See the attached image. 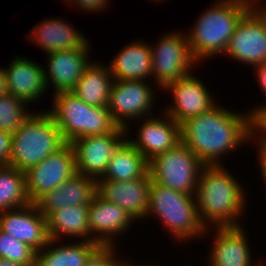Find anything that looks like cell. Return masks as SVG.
I'll list each match as a JSON object with an SVG mask.
<instances>
[{
    "label": "cell",
    "instance_id": "cell-1",
    "mask_svg": "<svg viewBox=\"0 0 266 266\" xmlns=\"http://www.w3.org/2000/svg\"><path fill=\"white\" fill-rule=\"evenodd\" d=\"M246 113V114H245ZM181 142L204 165H222L220 158L250 140V112L242 114L216 104L180 124ZM223 155V156H222Z\"/></svg>",
    "mask_w": 266,
    "mask_h": 266
},
{
    "label": "cell",
    "instance_id": "cell-2",
    "mask_svg": "<svg viewBox=\"0 0 266 266\" xmlns=\"http://www.w3.org/2000/svg\"><path fill=\"white\" fill-rule=\"evenodd\" d=\"M222 165H205L195 193L197 213L205 228L242 226L238 221L245 209L244 188Z\"/></svg>",
    "mask_w": 266,
    "mask_h": 266
},
{
    "label": "cell",
    "instance_id": "cell-3",
    "mask_svg": "<svg viewBox=\"0 0 266 266\" xmlns=\"http://www.w3.org/2000/svg\"><path fill=\"white\" fill-rule=\"evenodd\" d=\"M250 10L244 4L218 0L196 20L187 38L193 58L204 59L223 55L241 18Z\"/></svg>",
    "mask_w": 266,
    "mask_h": 266
},
{
    "label": "cell",
    "instance_id": "cell-4",
    "mask_svg": "<svg viewBox=\"0 0 266 266\" xmlns=\"http://www.w3.org/2000/svg\"><path fill=\"white\" fill-rule=\"evenodd\" d=\"M66 142L48 111L34 112L11 135L8 166L26 172Z\"/></svg>",
    "mask_w": 266,
    "mask_h": 266
},
{
    "label": "cell",
    "instance_id": "cell-5",
    "mask_svg": "<svg viewBox=\"0 0 266 266\" xmlns=\"http://www.w3.org/2000/svg\"><path fill=\"white\" fill-rule=\"evenodd\" d=\"M154 215L178 242L201 238L210 234L201 223L195 195H189L163 187L152 181L149 188L147 218Z\"/></svg>",
    "mask_w": 266,
    "mask_h": 266
},
{
    "label": "cell",
    "instance_id": "cell-6",
    "mask_svg": "<svg viewBox=\"0 0 266 266\" xmlns=\"http://www.w3.org/2000/svg\"><path fill=\"white\" fill-rule=\"evenodd\" d=\"M51 101L53 106L47 111L66 143L79 137L107 134L118 127L108 106H90L71 91L56 92Z\"/></svg>",
    "mask_w": 266,
    "mask_h": 266
},
{
    "label": "cell",
    "instance_id": "cell-7",
    "mask_svg": "<svg viewBox=\"0 0 266 266\" xmlns=\"http://www.w3.org/2000/svg\"><path fill=\"white\" fill-rule=\"evenodd\" d=\"M205 165L182 142L149 161L151 180L163 187L195 195Z\"/></svg>",
    "mask_w": 266,
    "mask_h": 266
},
{
    "label": "cell",
    "instance_id": "cell-8",
    "mask_svg": "<svg viewBox=\"0 0 266 266\" xmlns=\"http://www.w3.org/2000/svg\"><path fill=\"white\" fill-rule=\"evenodd\" d=\"M172 31L150 44L152 56V78L160 89L168 83L192 73L197 61L193 58L187 34Z\"/></svg>",
    "mask_w": 266,
    "mask_h": 266
},
{
    "label": "cell",
    "instance_id": "cell-9",
    "mask_svg": "<svg viewBox=\"0 0 266 266\" xmlns=\"http://www.w3.org/2000/svg\"><path fill=\"white\" fill-rule=\"evenodd\" d=\"M146 80H113L110 89L108 109L113 121L120 127L128 129V120L136 122L153 116L155 90ZM153 87V88H152ZM152 114V115H151ZM139 119V120H138Z\"/></svg>",
    "mask_w": 266,
    "mask_h": 266
},
{
    "label": "cell",
    "instance_id": "cell-10",
    "mask_svg": "<svg viewBox=\"0 0 266 266\" xmlns=\"http://www.w3.org/2000/svg\"><path fill=\"white\" fill-rule=\"evenodd\" d=\"M223 55L253 67L266 62V8L250 9L241 18Z\"/></svg>",
    "mask_w": 266,
    "mask_h": 266
},
{
    "label": "cell",
    "instance_id": "cell-11",
    "mask_svg": "<svg viewBox=\"0 0 266 266\" xmlns=\"http://www.w3.org/2000/svg\"><path fill=\"white\" fill-rule=\"evenodd\" d=\"M128 134V130L118 126L107 134L73 140L70 144L75 154L77 173L96 180L101 178L114 153L129 138Z\"/></svg>",
    "mask_w": 266,
    "mask_h": 266
},
{
    "label": "cell",
    "instance_id": "cell-12",
    "mask_svg": "<svg viewBox=\"0 0 266 266\" xmlns=\"http://www.w3.org/2000/svg\"><path fill=\"white\" fill-rule=\"evenodd\" d=\"M77 173L75 154L70 143L50 154L25 172L29 200L35 203Z\"/></svg>",
    "mask_w": 266,
    "mask_h": 266
},
{
    "label": "cell",
    "instance_id": "cell-13",
    "mask_svg": "<svg viewBox=\"0 0 266 266\" xmlns=\"http://www.w3.org/2000/svg\"><path fill=\"white\" fill-rule=\"evenodd\" d=\"M206 86L193 73L168 83L162 90L170 92L174 102L165 106L163 113L181 124L190 117L209 111L216 102Z\"/></svg>",
    "mask_w": 266,
    "mask_h": 266
},
{
    "label": "cell",
    "instance_id": "cell-14",
    "mask_svg": "<svg viewBox=\"0 0 266 266\" xmlns=\"http://www.w3.org/2000/svg\"><path fill=\"white\" fill-rule=\"evenodd\" d=\"M152 180L149 171L129 181L97 180V193L107 201L124 209L135 221L147 217L149 188Z\"/></svg>",
    "mask_w": 266,
    "mask_h": 266
},
{
    "label": "cell",
    "instance_id": "cell-15",
    "mask_svg": "<svg viewBox=\"0 0 266 266\" xmlns=\"http://www.w3.org/2000/svg\"><path fill=\"white\" fill-rule=\"evenodd\" d=\"M0 229L15 239L28 244L36 252L50 241L47 218L34 203L0 212Z\"/></svg>",
    "mask_w": 266,
    "mask_h": 266
},
{
    "label": "cell",
    "instance_id": "cell-16",
    "mask_svg": "<svg viewBox=\"0 0 266 266\" xmlns=\"http://www.w3.org/2000/svg\"><path fill=\"white\" fill-rule=\"evenodd\" d=\"M162 117L142 118L137 140L127 139L148 161L181 142L180 124L162 112ZM164 118V119H163Z\"/></svg>",
    "mask_w": 266,
    "mask_h": 266
},
{
    "label": "cell",
    "instance_id": "cell-17",
    "mask_svg": "<svg viewBox=\"0 0 266 266\" xmlns=\"http://www.w3.org/2000/svg\"><path fill=\"white\" fill-rule=\"evenodd\" d=\"M133 221L124 209L102 198L98 193L89 204V230L91 238L99 245L117 244L113 237L126 233Z\"/></svg>",
    "mask_w": 266,
    "mask_h": 266
},
{
    "label": "cell",
    "instance_id": "cell-18",
    "mask_svg": "<svg viewBox=\"0 0 266 266\" xmlns=\"http://www.w3.org/2000/svg\"><path fill=\"white\" fill-rule=\"evenodd\" d=\"M88 51L90 52V48H77L48 53L47 69L44 67L47 88L53 85L54 93L71 91L77 85L85 68L91 62Z\"/></svg>",
    "mask_w": 266,
    "mask_h": 266
},
{
    "label": "cell",
    "instance_id": "cell-19",
    "mask_svg": "<svg viewBox=\"0 0 266 266\" xmlns=\"http://www.w3.org/2000/svg\"><path fill=\"white\" fill-rule=\"evenodd\" d=\"M242 226L209 227L213 230V246L208 264L210 266H260L252 261L247 232Z\"/></svg>",
    "mask_w": 266,
    "mask_h": 266
},
{
    "label": "cell",
    "instance_id": "cell-20",
    "mask_svg": "<svg viewBox=\"0 0 266 266\" xmlns=\"http://www.w3.org/2000/svg\"><path fill=\"white\" fill-rule=\"evenodd\" d=\"M97 193V180L76 173L59 187L41 196L34 204L44 217L73 205H89Z\"/></svg>",
    "mask_w": 266,
    "mask_h": 266
},
{
    "label": "cell",
    "instance_id": "cell-21",
    "mask_svg": "<svg viewBox=\"0 0 266 266\" xmlns=\"http://www.w3.org/2000/svg\"><path fill=\"white\" fill-rule=\"evenodd\" d=\"M5 72L8 93L28 104L38 101L47 91L44 68L35 61L16 56Z\"/></svg>",
    "mask_w": 266,
    "mask_h": 266
},
{
    "label": "cell",
    "instance_id": "cell-22",
    "mask_svg": "<svg viewBox=\"0 0 266 266\" xmlns=\"http://www.w3.org/2000/svg\"><path fill=\"white\" fill-rule=\"evenodd\" d=\"M43 21V22H42ZM38 23L28 34L46 54L69 49L89 48V40L73 24L59 18H48ZM30 35V36H29ZM34 40V41H33Z\"/></svg>",
    "mask_w": 266,
    "mask_h": 266
},
{
    "label": "cell",
    "instance_id": "cell-23",
    "mask_svg": "<svg viewBox=\"0 0 266 266\" xmlns=\"http://www.w3.org/2000/svg\"><path fill=\"white\" fill-rule=\"evenodd\" d=\"M113 80H144L152 77L150 44L141 40L126 44L109 64Z\"/></svg>",
    "mask_w": 266,
    "mask_h": 266
},
{
    "label": "cell",
    "instance_id": "cell-24",
    "mask_svg": "<svg viewBox=\"0 0 266 266\" xmlns=\"http://www.w3.org/2000/svg\"><path fill=\"white\" fill-rule=\"evenodd\" d=\"M88 211L89 205H73L53 211L47 217L49 238L61 241L62 236H67L95 242L89 230Z\"/></svg>",
    "mask_w": 266,
    "mask_h": 266
},
{
    "label": "cell",
    "instance_id": "cell-25",
    "mask_svg": "<svg viewBox=\"0 0 266 266\" xmlns=\"http://www.w3.org/2000/svg\"><path fill=\"white\" fill-rule=\"evenodd\" d=\"M112 83L113 76L108 64L105 66L104 63L92 61L71 92L90 106H107Z\"/></svg>",
    "mask_w": 266,
    "mask_h": 266
},
{
    "label": "cell",
    "instance_id": "cell-26",
    "mask_svg": "<svg viewBox=\"0 0 266 266\" xmlns=\"http://www.w3.org/2000/svg\"><path fill=\"white\" fill-rule=\"evenodd\" d=\"M59 242L60 240L50 239L42 250L37 251L35 266H84L91 253L99 246L91 241L77 240L61 246L58 245Z\"/></svg>",
    "mask_w": 266,
    "mask_h": 266
},
{
    "label": "cell",
    "instance_id": "cell-27",
    "mask_svg": "<svg viewBox=\"0 0 266 266\" xmlns=\"http://www.w3.org/2000/svg\"><path fill=\"white\" fill-rule=\"evenodd\" d=\"M149 161L126 140L114 153L104 175L99 179L129 181L148 172Z\"/></svg>",
    "mask_w": 266,
    "mask_h": 266
},
{
    "label": "cell",
    "instance_id": "cell-28",
    "mask_svg": "<svg viewBox=\"0 0 266 266\" xmlns=\"http://www.w3.org/2000/svg\"><path fill=\"white\" fill-rule=\"evenodd\" d=\"M30 203L25 172L10 166H0V212Z\"/></svg>",
    "mask_w": 266,
    "mask_h": 266
},
{
    "label": "cell",
    "instance_id": "cell-29",
    "mask_svg": "<svg viewBox=\"0 0 266 266\" xmlns=\"http://www.w3.org/2000/svg\"><path fill=\"white\" fill-rule=\"evenodd\" d=\"M28 106L27 102L12 94L0 96V131L12 135L33 113L26 109Z\"/></svg>",
    "mask_w": 266,
    "mask_h": 266
},
{
    "label": "cell",
    "instance_id": "cell-30",
    "mask_svg": "<svg viewBox=\"0 0 266 266\" xmlns=\"http://www.w3.org/2000/svg\"><path fill=\"white\" fill-rule=\"evenodd\" d=\"M36 251L0 229V258L15 263L35 266Z\"/></svg>",
    "mask_w": 266,
    "mask_h": 266
},
{
    "label": "cell",
    "instance_id": "cell-31",
    "mask_svg": "<svg viewBox=\"0 0 266 266\" xmlns=\"http://www.w3.org/2000/svg\"><path fill=\"white\" fill-rule=\"evenodd\" d=\"M115 245H99L86 260L84 266H120ZM116 255V256H115Z\"/></svg>",
    "mask_w": 266,
    "mask_h": 266
},
{
    "label": "cell",
    "instance_id": "cell-32",
    "mask_svg": "<svg viewBox=\"0 0 266 266\" xmlns=\"http://www.w3.org/2000/svg\"><path fill=\"white\" fill-rule=\"evenodd\" d=\"M248 111L250 112V138H266V103L254 109L252 107Z\"/></svg>",
    "mask_w": 266,
    "mask_h": 266
},
{
    "label": "cell",
    "instance_id": "cell-33",
    "mask_svg": "<svg viewBox=\"0 0 266 266\" xmlns=\"http://www.w3.org/2000/svg\"><path fill=\"white\" fill-rule=\"evenodd\" d=\"M70 2L68 4H71L74 6H78L77 8L81 10H85L87 13L92 12H101L102 10L108 8V3L110 0H64V2Z\"/></svg>",
    "mask_w": 266,
    "mask_h": 266
},
{
    "label": "cell",
    "instance_id": "cell-34",
    "mask_svg": "<svg viewBox=\"0 0 266 266\" xmlns=\"http://www.w3.org/2000/svg\"><path fill=\"white\" fill-rule=\"evenodd\" d=\"M11 134L0 131V166H8Z\"/></svg>",
    "mask_w": 266,
    "mask_h": 266
},
{
    "label": "cell",
    "instance_id": "cell-35",
    "mask_svg": "<svg viewBox=\"0 0 266 266\" xmlns=\"http://www.w3.org/2000/svg\"><path fill=\"white\" fill-rule=\"evenodd\" d=\"M256 143L257 147V153H258V160L260 164V172L262 173L263 180L265 181L266 184V138H250Z\"/></svg>",
    "mask_w": 266,
    "mask_h": 266
},
{
    "label": "cell",
    "instance_id": "cell-36",
    "mask_svg": "<svg viewBox=\"0 0 266 266\" xmlns=\"http://www.w3.org/2000/svg\"><path fill=\"white\" fill-rule=\"evenodd\" d=\"M254 68V73H256V79L260 89L264 93V96H266V62H263Z\"/></svg>",
    "mask_w": 266,
    "mask_h": 266
},
{
    "label": "cell",
    "instance_id": "cell-37",
    "mask_svg": "<svg viewBox=\"0 0 266 266\" xmlns=\"http://www.w3.org/2000/svg\"><path fill=\"white\" fill-rule=\"evenodd\" d=\"M8 93V87L6 82V72L4 67H0V96Z\"/></svg>",
    "mask_w": 266,
    "mask_h": 266
},
{
    "label": "cell",
    "instance_id": "cell-38",
    "mask_svg": "<svg viewBox=\"0 0 266 266\" xmlns=\"http://www.w3.org/2000/svg\"><path fill=\"white\" fill-rule=\"evenodd\" d=\"M0 266H27V265L15 263L7 259L0 258Z\"/></svg>",
    "mask_w": 266,
    "mask_h": 266
},
{
    "label": "cell",
    "instance_id": "cell-39",
    "mask_svg": "<svg viewBox=\"0 0 266 266\" xmlns=\"http://www.w3.org/2000/svg\"><path fill=\"white\" fill-rule=\"evenodd\" d=\"M223 1H234L237 3L244 4L248 6L250 9H253V0H223Z\"/></svg>",
    "mask_w": 266,
    "mask_h": 266
},
{
    "label": "cell",
    "instance_id": "cell-40",
    "mask_svg": "<svg viewBox=\"0 0 266 266\" xmlns=\"http://www.w3.org/2000/svg\"><path fill=\"white\" fill-rule=\"evenodd\" d=\"M120 266H134V264H133V262L131 263L129 260L127 261V259L125 260L124 259V261L122 260L121 262H120ZM135 266H137V265H135ZM138 266H155V265H138Z\"/></svg>",
    "mask_w": 266,
    "mask_h": 266
},
{
    "label": "cell",
    "instance_id": "cell-41",
    "mask_svg": "<svg viewBox=\"0 0 266 266\" xmlns=\"http://www.w3.org/2000/svg\"><path fill=\"white\" fill-rule=\"evenodd\" d=\"M260 2H262L261 0H253V9H262L266 8V5H262ZM260 3V4H259Z\"/></svg>",
    "mask_w": 266,
    "mask_h": 266
},
{
    "label": "cell",
    "instance_id": "cell-42",
    "mask_svg": "<svg viewBox=\"0 0 266 266\" xmlns=\"http://www.w3.org/2000/svg\"><path fill=\"white\" fill-rule=\"evenodd\" d=\"M151 1H156V2H165V0H151Z\"/></svg>",
    "mask_w": 266,
    "mask_h": 266
}]
</instances>
